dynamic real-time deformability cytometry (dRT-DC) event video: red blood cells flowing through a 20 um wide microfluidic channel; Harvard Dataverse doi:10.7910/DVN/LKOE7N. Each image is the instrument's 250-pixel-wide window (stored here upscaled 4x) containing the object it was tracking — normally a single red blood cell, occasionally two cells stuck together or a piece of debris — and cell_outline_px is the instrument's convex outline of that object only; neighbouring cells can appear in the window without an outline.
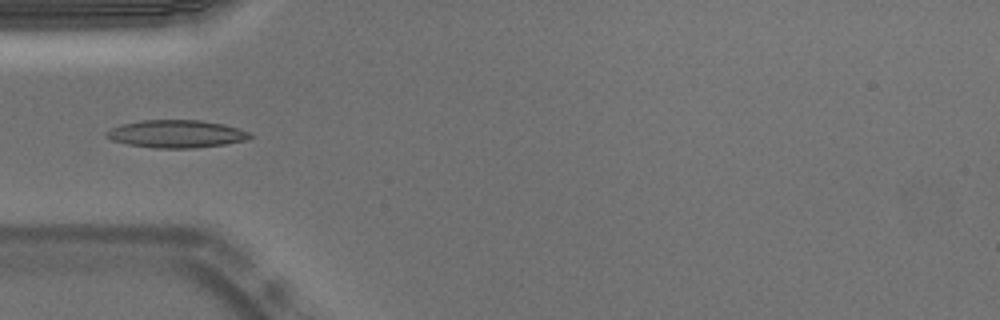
{"species": "Egyptian fruit bat (a non-hibernating species)", "species_latin": "Rousettus aegyptiacus", "temperature_condition": "warm", "stored_images_in_passage": 38, "camera_frame_rate_fps": 3000, "um_per_image_px": 0.085, "animal": {"sex": "male"}, "frame": {"image": 1, "passage_image": 1, "time_ms": 0.0, "image_size_px": [1000, 320], "cell_outline_px": [[252, 136], [248, 140], [224, 144], [196, 148], [156, 148], [128, 144], [112, 140], [104, 136], [104, 132], [120, 124], [140, 120], [200, 120], [224, 124], [252, 132]], "centroid_in_image_um": [15.0, 11.37], "position_along_channel_um": 70.0, "area_um2": 23.35}}
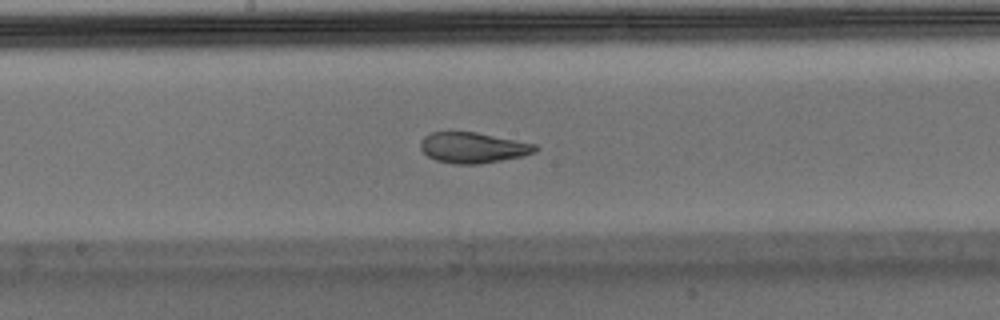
{"frame": {"image": 2, "passage_image": 12, "time_ms": 3.667, "image_size_px": [1000, 320], "cell_outline_px": [[540, 148], [536, 152], [520, 156], [480, 164], [452, 164], [436, 160], [428, 156], [420, 148], [420, 140], [424, 136], [432, 132], [476, 132], [536, 144]], "centroid_in_image_um": [40.19, 12.55], "position_along_channel_um": 208.0, "area_um2": 20.46}}
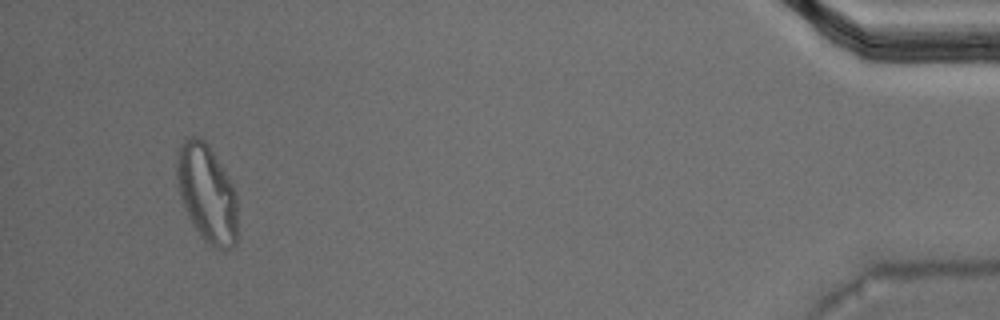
{"frame": {"image": 3, "passage_image": 35, "time_ms": 11.333, "image_size_px": [1000, 320], "cell_outline_px": [[236, 244], [232, 248], [224, 252], [216, 248], [204, 240], [200, 236], [188, 216], [184, 208], [180, 196], [176, 180], [176, 156], [180, 144], [188, 136], [196, 136], [204, 140], [208, 144], [232, 184], [236, 192]], "centroid_in_image_um": [17.57, 16.44], "position_along_channel_um": 417.6, "area_um2": 34.8}}